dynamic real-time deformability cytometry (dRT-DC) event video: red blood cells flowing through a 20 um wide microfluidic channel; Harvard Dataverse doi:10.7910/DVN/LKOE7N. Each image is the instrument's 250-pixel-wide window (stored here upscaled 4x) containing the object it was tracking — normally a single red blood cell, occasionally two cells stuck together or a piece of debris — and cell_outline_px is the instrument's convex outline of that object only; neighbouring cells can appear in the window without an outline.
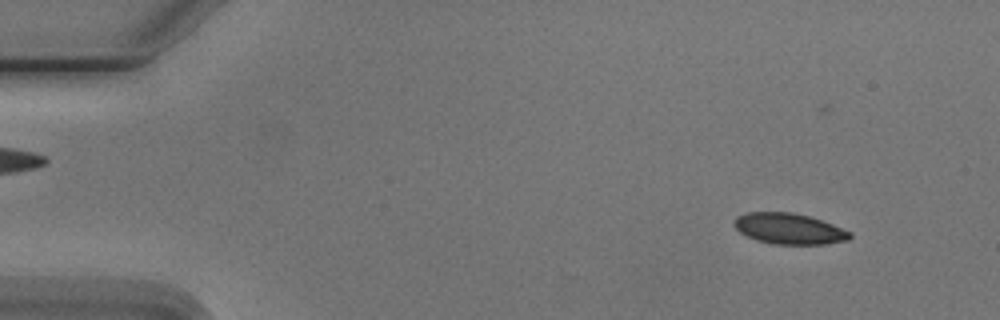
{"species": "Egyptian fruit bat (a non-hibernating species)", "species_latin": "Rousettus aegyptiacus", "temperature_condition": "cold", "stored_images_in_passage": 5, "camera_frame_rate_fps": 3000, "um_per_image_px": 0.085, "animal": {"sex": "male"}, "frame": {"image": 1, "passage_image": 2, "time_ms": 1.0, "image_size_px": [1000, 320], "cell_outline_px": [[852, 236], [848, 240], [828, 244], [772, 244], [756, 240], [740, 232], [732, 224], [736, 216], [748, 212], [792, 212], [808, 216], [832, 224], [852, 232]], "centroid_in_image_um": [67.07, 19.44], "position_along_channel_um": 17.9, "area_um2": 20.87}}
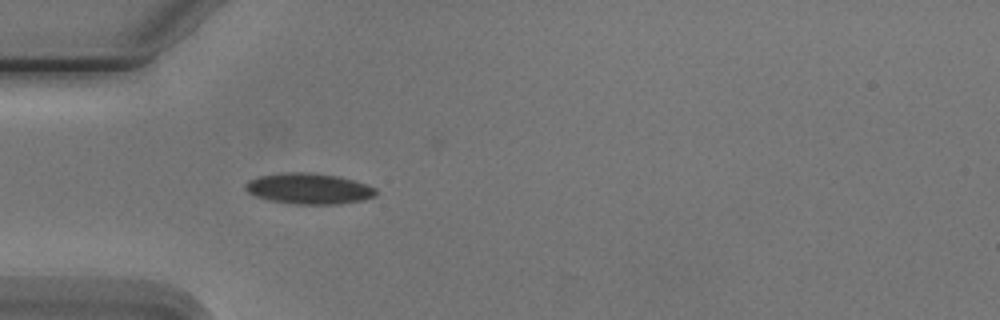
{"frame": {"image": 2, "passage_image": 5, "time_ms": 4.667, "image_size_px": [1000, 320], "cell_outline_px": [[376, 196], [364, 200], [340, 204], [292, 204], [268, 200], [256, 196], [248, 192], [244, 188], [244, 184], [248, 180], [260, 176], [288, 172], [308, 172], [336, 176], [352, 180], [376, 188]], "centroid_in_image_um": [26.23, 16.04], "position_along_channel_um": 58.8, "area_um2": 23.41}}